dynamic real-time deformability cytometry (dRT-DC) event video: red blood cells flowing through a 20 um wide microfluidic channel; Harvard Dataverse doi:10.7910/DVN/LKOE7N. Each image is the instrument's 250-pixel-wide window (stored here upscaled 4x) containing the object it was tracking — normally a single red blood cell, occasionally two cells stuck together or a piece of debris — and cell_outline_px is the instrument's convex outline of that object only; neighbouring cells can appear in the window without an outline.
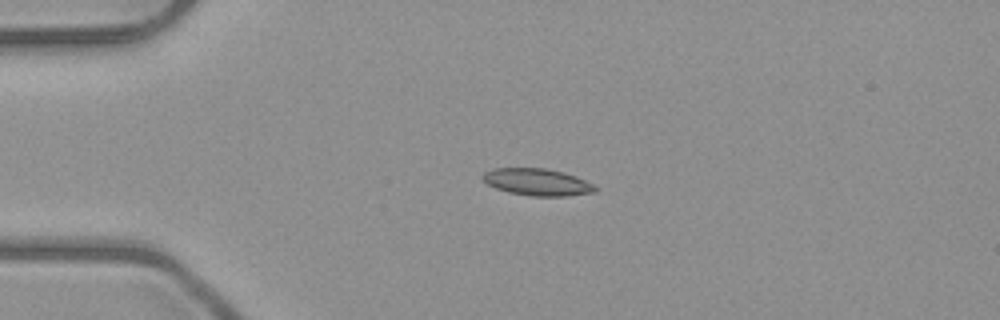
{"species": "common noctule bat (a hibernating species)", "species_latin": "Nyctalus noctula", "temperature_condition": "room temperature", "stored_images_in_passage": 4, "camera_frame_rate_fps": 3000, "um_per_image_px": 0.085, "animal": {"sex": "male", "body_mass_g": 23.1, "forearm_length_mm": 52.7}, "frame": {"image": 1, "passage_image": 3, "time_ms": 2.333, "image_size_px": [1000, 320], "cell_outline_px": [[600, 188], [596, 192], [564, 196], [532, 196], [508, 192], [496, 188], [488, 184], [480, 176], [484, 172], [492, 168], [544, 168], [564, 172], [576, 176]], "centroid_in_image_um": [45.67, 15.47], "position_along_channel_um": 39.3, "area_um2": 17.74}}